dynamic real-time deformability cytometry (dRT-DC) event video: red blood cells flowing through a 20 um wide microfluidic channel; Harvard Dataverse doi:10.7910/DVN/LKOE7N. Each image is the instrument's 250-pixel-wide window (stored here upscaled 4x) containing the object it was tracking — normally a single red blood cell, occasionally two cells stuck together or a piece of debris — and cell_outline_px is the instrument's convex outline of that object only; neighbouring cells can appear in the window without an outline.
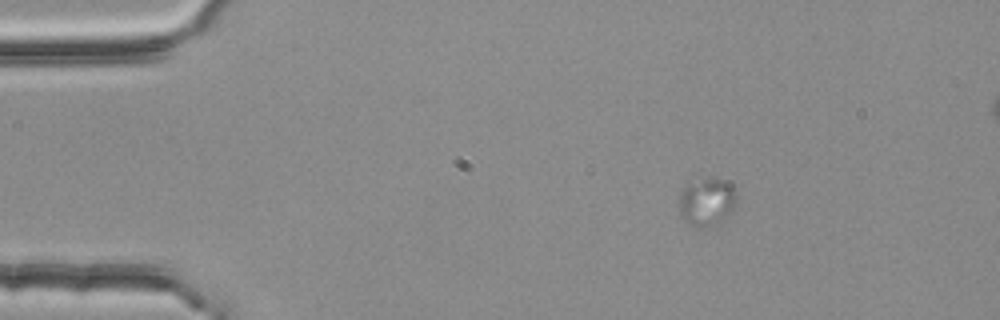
{"species": "common noctule bat (a hibernating species)", "species_latin": "Nyctalus noctula", "temperature_condition": "room temperature", "stored_images_in_passage": 4, "camera_frame_rate_fps": 3000, "um_per_image_px": 0.085, "animal": {"sex": "female", "body_mass_g": 25.1}, "frame": {"image": 1, "passage_image": 2, "time_ms": 0.333, "image_size_px": [1000, 320], "cell_outline_px": [[736, 204], [732, 212], [724, 220], [708, 228], [700, 228], [684, 220], [680, 216], [680, 196], [684, 188], [704, 180], [720, 180], [732, 184], [736, 188]], "centroid_in_image_um": [60.14, 17.23], "position_along_channel_um": 24.9, "area_um2": 15.66}}